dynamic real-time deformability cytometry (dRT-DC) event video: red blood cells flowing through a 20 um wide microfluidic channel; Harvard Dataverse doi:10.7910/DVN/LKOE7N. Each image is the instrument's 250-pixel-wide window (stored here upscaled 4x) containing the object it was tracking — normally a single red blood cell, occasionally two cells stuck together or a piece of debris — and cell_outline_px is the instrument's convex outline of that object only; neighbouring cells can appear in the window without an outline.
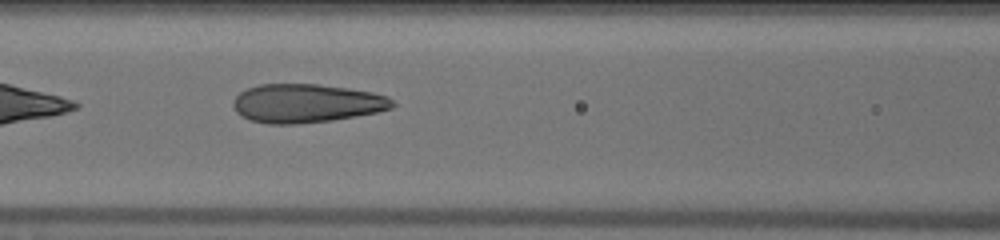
{"species": "human", "species_latin": "Homo sapiens", "temperature_condition": "warm", "stored_images_in_passage": 32, "camera_frame_rate_fps": 3000, "um_per_image_px": 0.085, "donor": {"sex": "male"}, "frame": {"image": 1, "passage_image": 7, "time_ms": 2.0, "image_size_px": [1000, 240], "cell_outline_px": [[396, 104], [392, 108], [376, 112], [356, 116], [332, 120], [296, 124], [268, 124], [252, 120], [236, 112], [232, 104], [232, 100], [240, 92], [248, 88], [260, 84], [316, 84], [348, 88], [372, 92], [388, 96]], "centroid_in_image_um": [26.05, 8.78], "position_along_channel_um": 140.6, "area_um2": 35.84}}
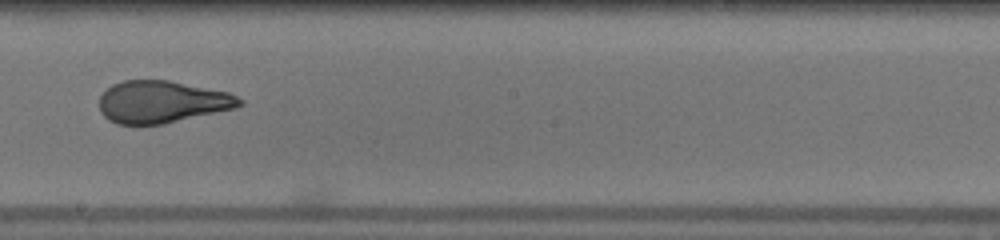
{"frame": {"image": 2, "passage_image": 14, "time_ms": 4.333, "image_size_px": [1000, 240], "cell_outline_px": [[244, 104], [236, 108], [164, 124], [116, 124], [108, 120], [100, 112], [100, 96], [112, 84], [124, 80], [168, 80], [228, 92], [244, 100]], "centroid_in_image_um": [13.77, 8.66], "position_along_channel_um": 234.4, "area_um2": 34.51}}
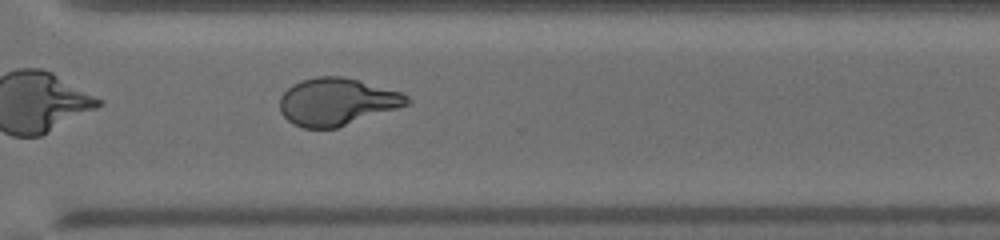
{"frame": {"image": 3, "passage_image": 22, "time_ms": 7.0, "image_size_px": [1000, 240], "cell_outline_px": [[412, 104], [336, 128], [304, 128], [292, 124], [280, 112], [280, 96], [292, 84], [300, 80], [316, 76], [340, 76], [356, 80], [400, 92], [408, 96], [412, 100]], "centroid_in_image_um": [28.63, 8.65], "position_along_channel_um": 342.0, "area_um2": 35.08}}